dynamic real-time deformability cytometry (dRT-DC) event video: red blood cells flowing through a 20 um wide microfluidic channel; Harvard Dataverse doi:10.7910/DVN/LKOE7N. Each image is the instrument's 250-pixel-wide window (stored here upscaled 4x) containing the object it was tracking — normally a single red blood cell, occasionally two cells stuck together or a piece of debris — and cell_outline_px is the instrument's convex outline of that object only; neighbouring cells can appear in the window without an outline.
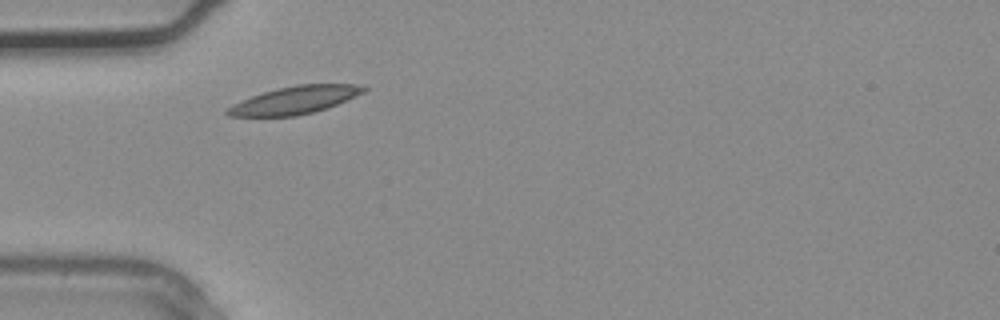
{"species": "common noctule bat (a hibernating species)", "species_latin": "Nyctalus noctula", "temperature_condition": "warm", "stored_images_in_passage": 2, "camera_frame_rate_fps": 3000, "um_per_image_px": 0.085, "animal": {"sex": "male", "body_mass_g": 20.4}, "frame": {"image": 1, "passage_image": 1, "time_ms": 0.0, "image_size_px": [1000, 320], "cell_outline_px": [[368, 88], [364, 92], [356, 96], [328, 108], [296, 116], [228, 116], [224, 112], [232, 104], [252, 96], [264, 92], [296, 84], [356, 84]], "centroid_in_image_um": [25.07, 8.51], "position_along_channel_um": 59.9, "area_um2": 21.79}}
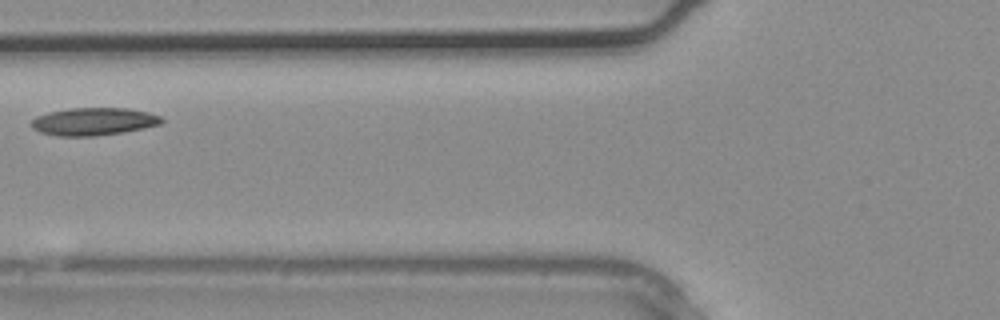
{"frame": {"image": 2, "passage_image": 2, "time_ms": 0.333, "image_size_px": [1000, 320], "cell_outline_px": [[164, 120], [160, 124], [144, 128], [96, 136], [56, 136], [40, 132], [32, 128], [32, 120], [36, 116], [48, 112], [72, 108], [128, 108], [148, 112], [160, 116]], "centroid_in_image_um": [7.95, 10.33], "position_along_channel_um": 117.9, "area_um2": 20.92}}